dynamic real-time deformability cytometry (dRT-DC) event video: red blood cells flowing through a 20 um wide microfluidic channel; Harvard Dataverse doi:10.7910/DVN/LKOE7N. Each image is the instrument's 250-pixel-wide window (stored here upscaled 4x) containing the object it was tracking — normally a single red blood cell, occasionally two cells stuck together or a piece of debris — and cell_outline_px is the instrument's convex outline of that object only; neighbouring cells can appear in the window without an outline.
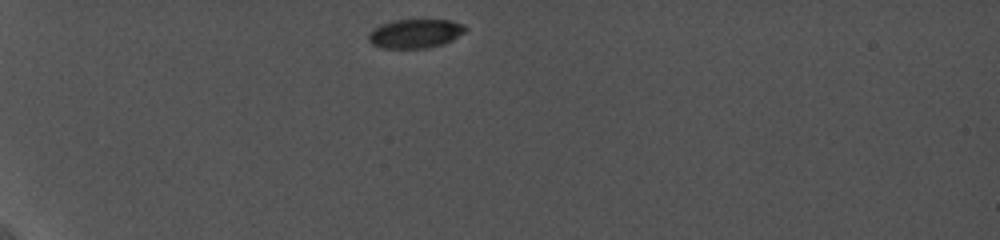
{"species": "common noctule bat (a hibernating species)", "species_latin": "Nyctalus noctula", "temperature_condition": "cold", "stored_images_in_passage": 12, "camera_frame_rate_fps": 5000, "um_per_image_px": 0.085, "animal": {"sex": "female", "body_mass_g": 19.0, "forearm_length_mm": 56.7}, "frame": {"image": 1, "passage_image": 1, "time_ms": 0.0, "image_size_px": [1000, 240], "cell_outline_px": [[468, 28], [464, 32], [452, 40], [444, 44], [428, 48], [380, 48], [372, 44], [368, 40], [368, 32], [372, 28], [380, 24], [392, 20], [452, 20], [464, 24]], "centroid_in_image_um": [35.27, 2.85], "position_along_channel_um": 49.7, "area_um2": 16.65}}
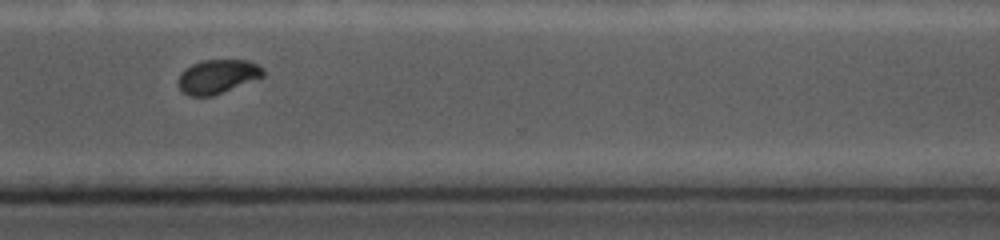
{"frame": {"image": 2, "passage_image": 10, "time_ms": 9.4, "image_size_px": [1000, 240], "cell_outline_px": [[264, 76], [212, 96], [188, 96], [176, 84], [176, 80], [180, 72], [184, 68], [192, 64], [204, 60], [248, 60], [264, 68]], "centroid_in_image_um": [18.44, 6.5], "position_along_channel_um": 352.2, "area_um2": 16.88}}
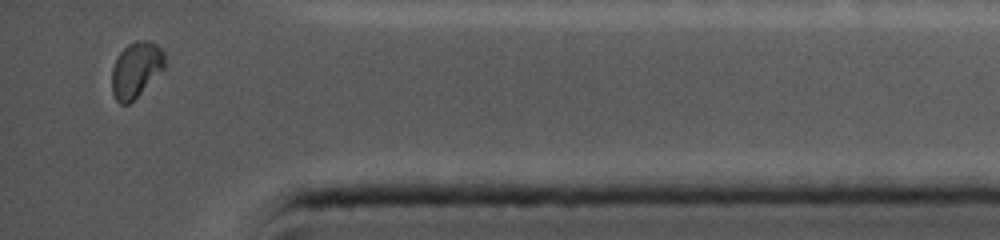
{"frame": {"image": 3, "passage_image": 12, "time_ms": 11.4, "image_size_px": [1000, 240], "cell_outline_px": [[164, 68], [128, 104], [120, 104], [116, 100], [112, 92], [112, 68], [120, 52], [128, 44], [136, 40], [144, 40], [156, 44], [164, 52]], "centroid_in_image_um": [11.54, 5.9], "position_along_channel_um": 423.7, "area_um2": 16.7}, "authors_computed_cell_mechanics": {"area_um2": 17.3978, "velocity_mm_per_s": 3.7827, "shape_relaxation_time_tau1_ms": 1.6731, "shape_relaxation_time_tau2_ms": null, "deformation_change_tau1": 0.0874, "deformation_change_tau2": null}}